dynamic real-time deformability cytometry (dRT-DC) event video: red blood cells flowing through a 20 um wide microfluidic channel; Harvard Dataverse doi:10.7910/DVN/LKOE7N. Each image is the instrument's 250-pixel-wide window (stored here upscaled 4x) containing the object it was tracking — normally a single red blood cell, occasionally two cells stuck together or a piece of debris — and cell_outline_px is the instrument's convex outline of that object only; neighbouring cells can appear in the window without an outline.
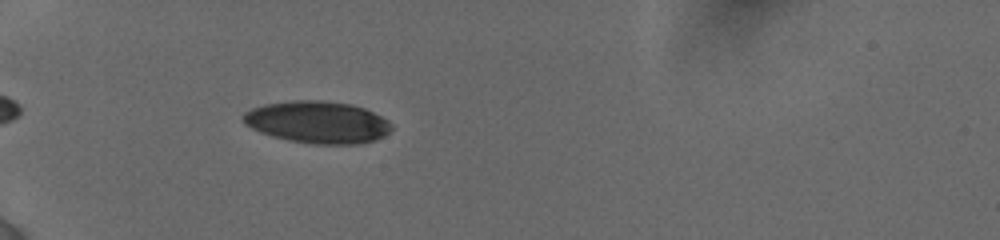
{"species": "human", "species_latin": "Homo sapiens", "temperature_condition": "cold", "stored_images_in_passage": 7, "camera_frame_rate_fps": 3000, "um_per_image_px": 0.085, "donor": {"sex": "female"}, "frame": {"image": 1, "passage_image": 2, "time_ms": 0.667, "image_size_px": [1000, 240], "cell_outline_px": [[392, 128], [384, 136], [376, 140], [360, 144], [312, 144], [288, 140], [272, 136], [260, 132], [244, 124], [240, 116], [244, 112], [252, 108], [264, 104], [292, 100], [320, 100], [352, 104], [364, 108], [388, 120], [392, 124]], "centroid_in_image_um": [26.97, 10.38], "position_along_channel_um": 58.0, "area_um2": 36.65}}
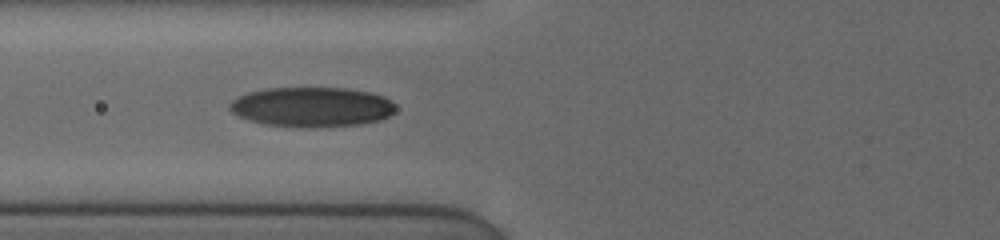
{"frame": {"image": 2, "passage_image": 4, "time_ms": 2.333, "image_size_px": [1000, 240], "cell_outline_px": [[396, 108], [388, 116], [380, 120], [360, 124], [264, 124], [248, 120], [236, 116], [228, 108], [228, 104], [232, 100], [248, 92], [268, 88], [344, 88], [368, 92], [384, 96]], "centroid_in_image_um": [26.45, 9.04], "position_along_channel_um": 99.4, "area_um2": 37.05}}
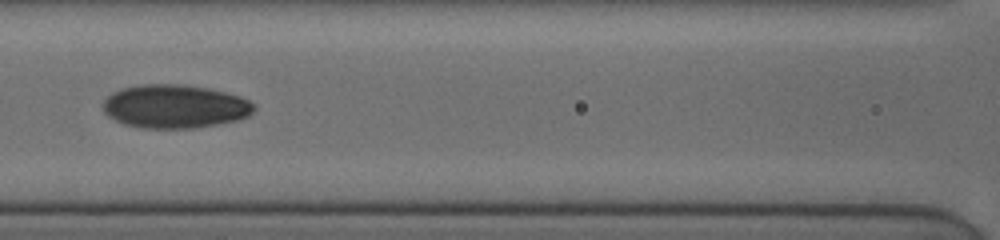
{"frame": {"image": 3, "passage_image": 6, "time_ms": 3.667, "image_size_px": [1000, 240], "cell_outline_px": [[256, 108], [248, 116], [236, 120], [216, 124], [192, 128], [144, 128], [124, 124], [108, 116], [104, 112], [104, 100], [112, 92], [120, 88], [144, 84], [184, 84], [208, 88], [240, 96], [248, 100]], "centroid_in_image_um": [14.84, 9.03], "position_along_channel_um": 151.8, "area_um2": 38.15}}